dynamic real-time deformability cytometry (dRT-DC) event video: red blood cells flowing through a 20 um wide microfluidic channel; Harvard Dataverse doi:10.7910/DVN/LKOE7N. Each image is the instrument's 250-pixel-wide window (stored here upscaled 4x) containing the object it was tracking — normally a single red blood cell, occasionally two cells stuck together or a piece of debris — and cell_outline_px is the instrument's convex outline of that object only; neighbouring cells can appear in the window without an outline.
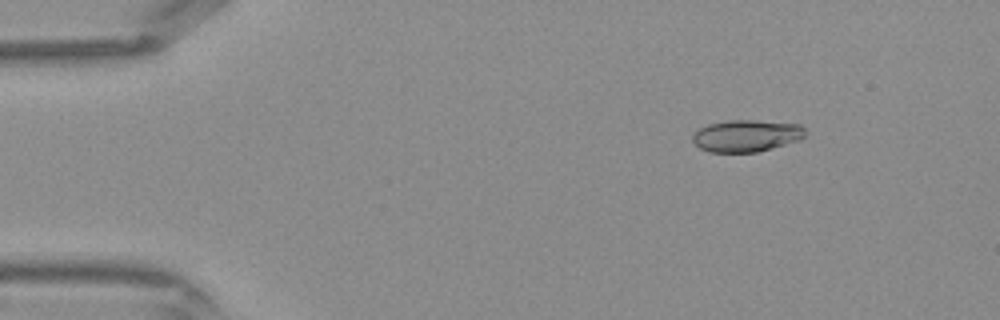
{"species": "Egyptian fruit bat (a non-hibernating species)", "species_latin": "Rousettus aegyptiacus", "temperature_condition": "warm", "stored_images_in_passage": 43, "camera_frame_rate_fps": 3000, "um_per_image_px": 0.085, "frame": {"image": 1, "passage_image": 6, "time_ms": 1.667, "image_size_px": [1000, 320], "cell_outline_px": [[808, 136], [800, 140], [772, 148], [756, 152], [708, 152], [700, 148], [692, 140], [692, 136], [700, 128], [708, 124], [728, 120], [756, 120], [800, 124], [808, 132]], "centroid_in_image_um": [63.5, 11.53], "position_along_channel_um": 21.5, "area_um2": 21.15}}
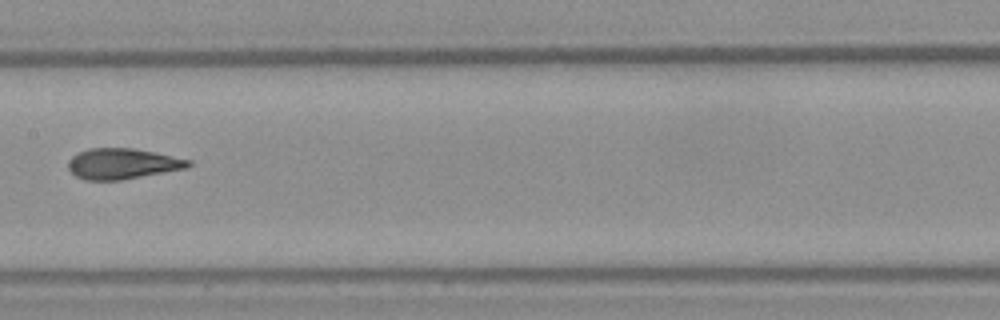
{"frame": {"image": 2, "passage_image": 22, "time_ms": 7.0, "image_size_px": [1000, 320], "cell_outline_px": [[192, 164], [188, 168], [120, 180], [84, 180], [76, 176], [68, 168], [68, 160], [72, 156], [88, 148], [136, 148], [192, 160]], "centroid_in_image_um": [10.42, 13.91], "position_along_channel_um": 197.0, "area_um2": 21.56}}
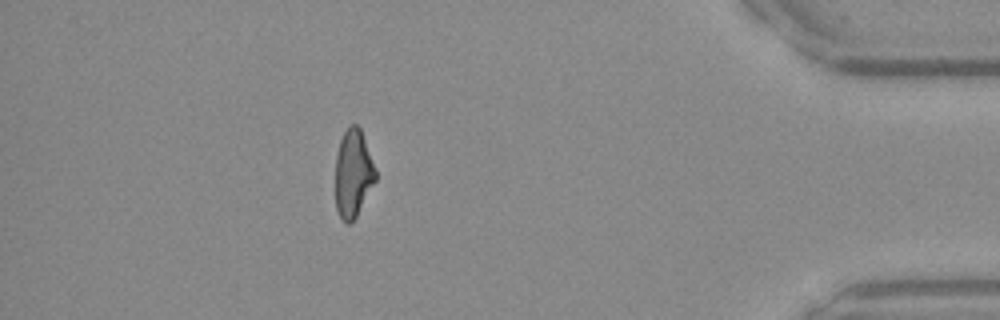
{"frame": {"image": 3, "passage_image": 38, "time_ms": 12.333, "image_size_px": [1000, 320], "cell_outline_px": [[376, 180], [356, 216], [348, 224], [340, 216], [336, 208], [336, 156], [340, 140], [344, 132], [352, 124], [356, 124], [360, 128], [376, 168]], "centroid_in_image_um": [30.02, 14.72], "position_along_channel_um": 405.2, "area_um2": 20.23}}